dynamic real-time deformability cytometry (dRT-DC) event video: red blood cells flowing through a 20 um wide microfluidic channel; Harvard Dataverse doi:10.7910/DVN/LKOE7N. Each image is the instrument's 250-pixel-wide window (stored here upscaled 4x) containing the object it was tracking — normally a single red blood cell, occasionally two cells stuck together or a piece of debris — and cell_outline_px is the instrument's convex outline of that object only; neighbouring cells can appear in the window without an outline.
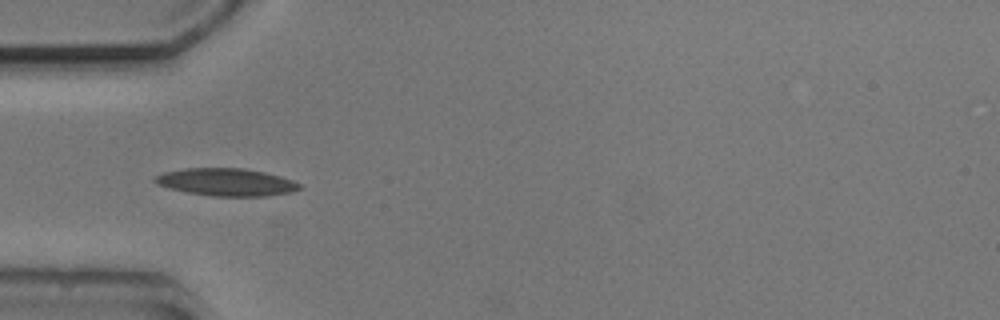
{"species": "common noctule bat (a hibernating species)", "species_latin": "Nyctalus noctula", "temperature_condition": "cold", "stored_images_in_passage": 3, "camera_frame_rate_fps": 3000, "um_per_image_px": 0.085, "animal": {"sex": "male", "body_mass_g": 20.5, "forearm_length_mm": 52.5}, "frame": {"image": 1, "passage_image": 1, "time_ms": 0.0, "image_size_px": [1000, 320], "cell_outline_px": [[300, 188], [292, 192], [264, 196], [212, 196], [188, 192], [168, 188], [156, 184], [152, 180], [156, 176], [164, 172], [188, 168], [244, 168], [264, 172], [280, 176], [292, 180], [300, 184]], "centroid_in_image_um": [19.22, 15.48], "position_along_channel_um": 65.8, "area_um2": 23.06}}
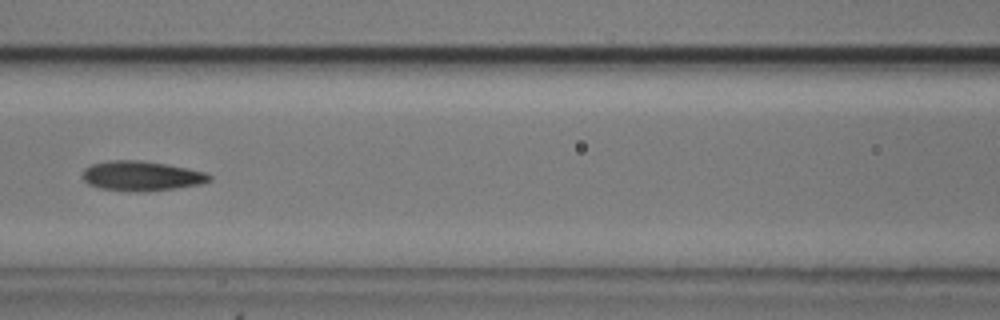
{"frame": {"image": 2, "passage_image": 3, "time_ms": 2.333, "image_size_px": [1000, 320], "cell_outline_px": [[212, 180], [204, 184], [176, 188], [144, 192], [128, 192], [100, 188], [88, 184], [84, 180], [84, 168], [92, 164], [108, 160], [140, 160], [168, 164], [188, 168], [204, 172], [212, 176]], "centroid_in_image_um": [12.06, 14.96], "position_along_channel_um": 154.5, "area_um2": 22.31}}